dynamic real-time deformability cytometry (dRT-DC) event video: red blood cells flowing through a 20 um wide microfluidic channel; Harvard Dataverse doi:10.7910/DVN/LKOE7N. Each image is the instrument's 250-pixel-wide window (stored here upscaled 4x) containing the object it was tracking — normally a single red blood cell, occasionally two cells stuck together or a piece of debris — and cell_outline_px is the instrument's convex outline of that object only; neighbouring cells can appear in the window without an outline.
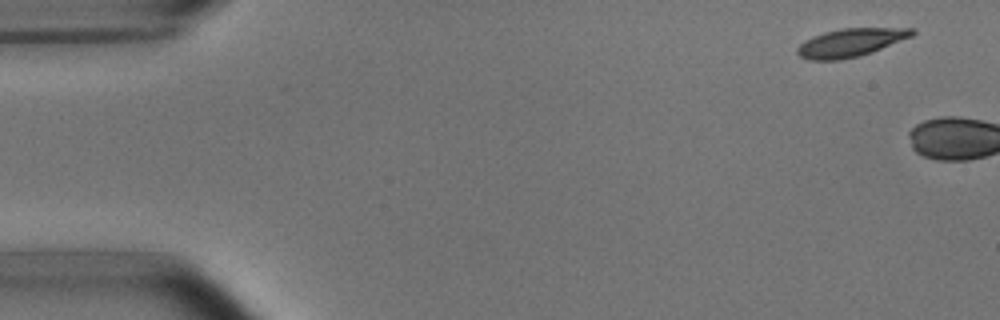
{"species": "common noctule bat (a hibernating species)", "species_latin": "Nyctalus noctula", "temperature_condition": "room temperature", "stored_images_in_passage": 2, "camera_frame_rate_fps": 3000, "um_per_image_px": 0.085, "animal": {"sex": "male", "body_mass_g": 15.6}, "frame": {"image": 1, "passage_image": 1, "time_ms": 0.0, "image_size_px": [1000, 320], "cell_outline_px": [[916, 32], [912, 36], [872, 52], [860, 56], [840, 60], [808, 60], [800, 56], [796, 52], [796, 48], [804, 40], [812, 36], [824, 32], [840, 28], [916, 28]], "centroid_in_image_um": [72.28, 3.62], "position_along_channel_um": 12.7, "area_um2": 19.02}}